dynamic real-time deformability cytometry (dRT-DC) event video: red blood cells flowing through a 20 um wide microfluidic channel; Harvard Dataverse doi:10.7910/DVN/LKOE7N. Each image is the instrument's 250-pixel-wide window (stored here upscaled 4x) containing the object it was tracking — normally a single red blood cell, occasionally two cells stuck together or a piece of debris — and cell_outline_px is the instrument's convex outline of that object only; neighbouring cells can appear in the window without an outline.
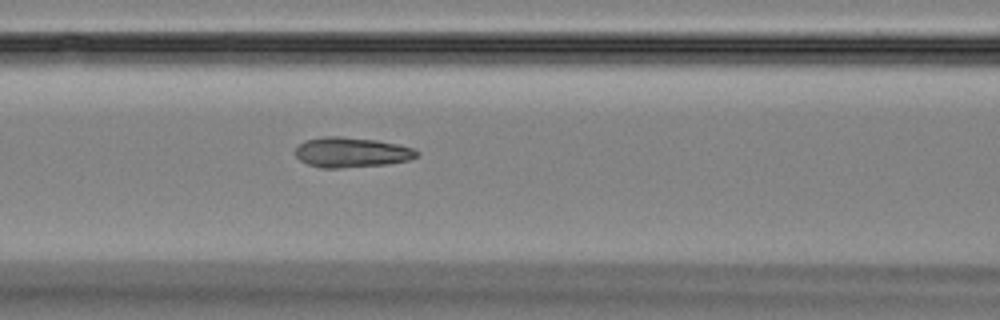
{"species": "Egyptian fruit bat (a non-hibernating species)", "species_latin": "Rousettus aegyptiacus", "temperature_condition": "room temperature", "stored_images_in_passage": 55, "camera_frame_rate_fps": 3000, "um_per_image_px": 0.085, "animal": {"sex": "female"}, "frame": {"image": 1, "passage_image": 23, "time_ms": 7.333, "image_size_px": [1000, 320], "cell_outline_px": [[420, 152], [416, 156], [408, 160], [388, 164], [340, 168], [320, 168], [308, 164], [300, 160], [296, 156], [296, 148], [304, 140], [324, 136], [340, 136], [376, 140], [396, 144], [412, 148]], "centroid_in_image_um": [29.85, 12.95], "position_along_channel_um": 136.8, "area_um2": 21.21}}
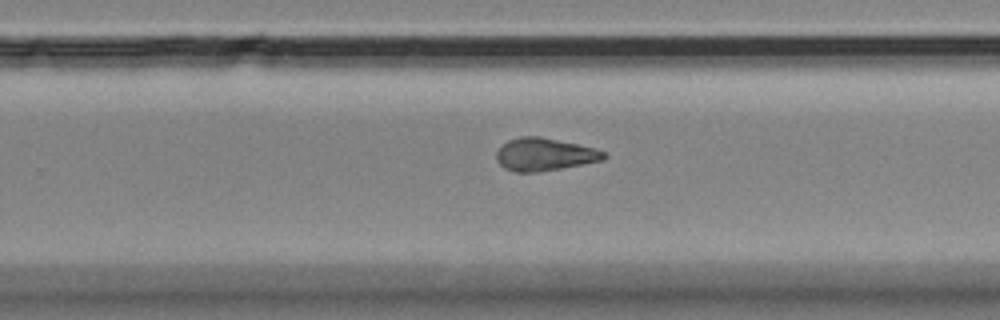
{"frame": {"image": 2, "passage_image": 35, "time_ms": 11.333, "image_size_px": [1000, 320], "cell_outline_px": [[608, 156], [604, 160], [540, 172], [516, 172], [504, 168], [496, 160], [496, 152], [508, 140], [520, 136], [540, 136], [576, 144], [592, 148], [604, 152]], "centroid_in_image_um": [46.26, 13.13], "position_along_channel_um": 283.5, "area_um2": 20.35}}
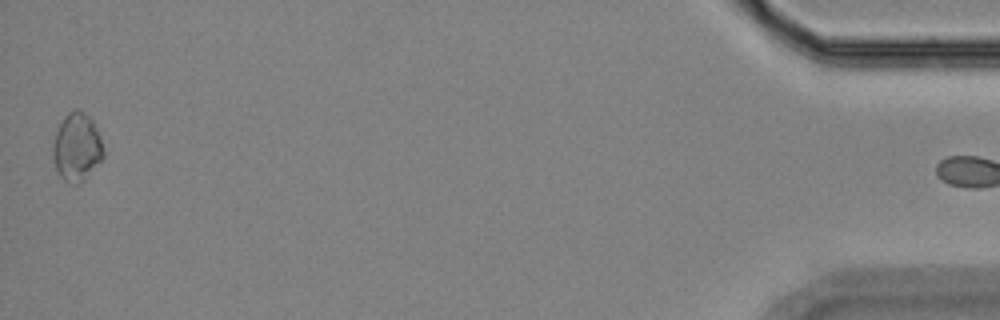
{"frame": {"image": 3, "passage_image": 54, "time_ms": 17.667, "image_size_px": [1000, 320], "cell_outline_px": [[104, 156], [84, 180], [76, 184], [72, 184], [64, 180], [60, 176], [56, 168], [52, 156], [52, 148], [56, 132], [64, 116], [68, 112], [76, 108], [84, 112], [92, 120], [100, 136], [104, 152]], "centroid_in_image_um": [6.52, 12.5], "position_along_channel_um": 428.7, "area_um2": 19.94}}